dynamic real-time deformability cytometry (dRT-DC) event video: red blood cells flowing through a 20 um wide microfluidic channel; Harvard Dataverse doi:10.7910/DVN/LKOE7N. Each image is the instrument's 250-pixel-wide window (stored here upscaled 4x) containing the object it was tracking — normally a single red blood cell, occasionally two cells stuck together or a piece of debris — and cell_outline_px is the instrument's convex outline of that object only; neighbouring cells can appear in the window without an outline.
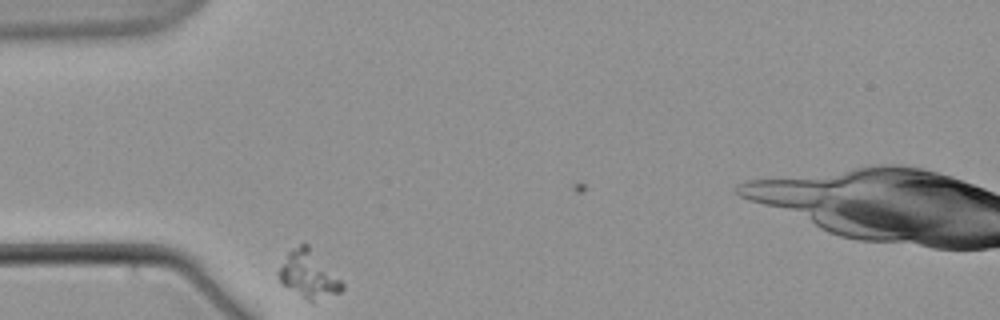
{"species": "common noctule bat (a hibernating species)", "species_latin": "Nyctalus noctula", "temperature_condition": "warm", "stored_images_in_passage": 6, "camera_frame_rate_fps": 3000, "um_per_image_px": 0.085, "animal": {"sex": "male", "body_mass_g": 21.5, "forearm_length_mm": 52.0}, "frame": {"image": 1, "passage_image": 5, "time_ms": 4.667, "image_size_px": [1000, 320], "cell_outline_px": [[344, 288], [340, 292], [312, 300], [308, 300], [284, 284], [280, 280], [276, 272], [288, 252], [300, 244], [308, 244], [344, 284]], "centroid_in_image_um": [26.21, 23.29], "position_along_channel_um": 58.8, "area_um2": 16.7}}